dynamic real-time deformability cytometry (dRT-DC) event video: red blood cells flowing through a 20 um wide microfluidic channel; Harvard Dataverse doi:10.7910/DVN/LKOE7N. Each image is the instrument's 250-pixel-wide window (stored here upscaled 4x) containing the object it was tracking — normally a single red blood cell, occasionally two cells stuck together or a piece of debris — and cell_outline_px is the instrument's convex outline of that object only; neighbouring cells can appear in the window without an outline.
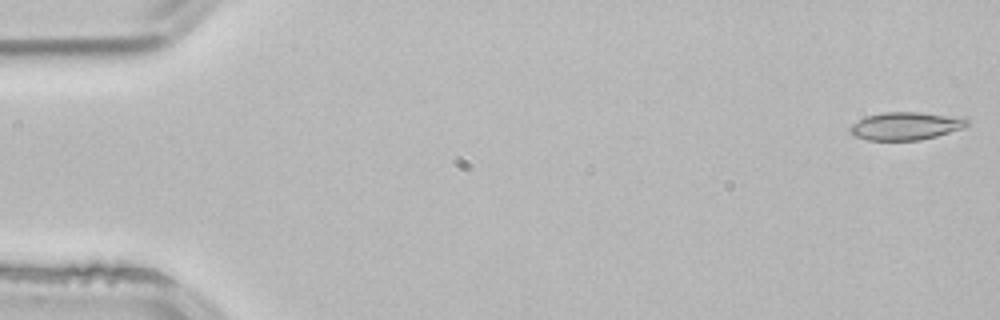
{"species": "common noctule bat (a hibernating species)", "species_latin": "Nyctalus noctula", "temperature_condition": "room temperature", "stored_images_in_passage": 52, "camera_frame_rate_fps": 3000, "um_per_image_px": 0.085, "animal": {"sex": "male", "body_mass_g": 21.5, "forearm_length_mm": 52.0}, "frame": {"image": 1, "passage_image": 1, "time_ms": 0.0, "image_size_px": [1000, 320], "cell_outline_px": [[968, 124], [964, 128], [936, 136], [920, 140], [868, 140], [852, 136], [848, 132], [848, 128], [852, 124], [868, 116], [880, 112], [920, 112], [968, 116]], "centroid_in_image_um": [77.03, 10.69], "position_along_channel_um": 8.0, "area_um2": 19.42}}
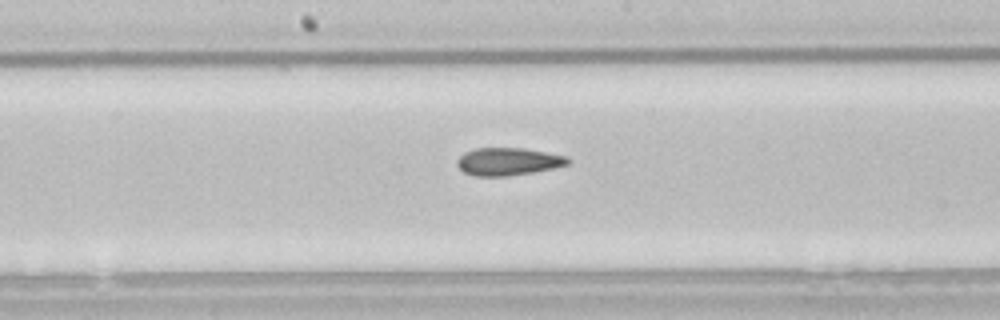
{"frame": {"image": 2, "passage_image": 27, "time_ms": 8.667, "image_size_px": [1000, 320], "cell_outline_px": [[572, 164], [556, 168], [508, 176], [476, 176], [464, 172], [456, 164], [456, 160], [464, 152], [476, 148], [524, 148], [568, 156], [572, 160]], "centroid_in_image_um": [43.25, 13.73], "position_along_channel_um": 205.0, "area_um2": 18.09}}
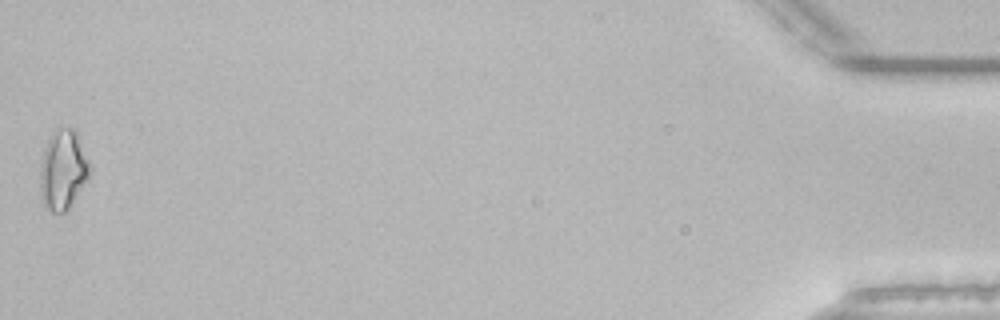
{"frame": {"image": 3, "passage_image": 52, "time_ms": 17.0, "image_size_px": [1000, 320], "cell_outline_px": [[88, 176], [68, 208], [64, 212], [52, 212], [44, 208], [40, 196], [40, 164], [44, 148], [48, 140], [56, 128], [72, 128], [76, 132], [88, 160]], "centroid_in_image_um": [5.29, 14.44], "position_along_channel_um": 429.9, "area_um2": 22.54}}